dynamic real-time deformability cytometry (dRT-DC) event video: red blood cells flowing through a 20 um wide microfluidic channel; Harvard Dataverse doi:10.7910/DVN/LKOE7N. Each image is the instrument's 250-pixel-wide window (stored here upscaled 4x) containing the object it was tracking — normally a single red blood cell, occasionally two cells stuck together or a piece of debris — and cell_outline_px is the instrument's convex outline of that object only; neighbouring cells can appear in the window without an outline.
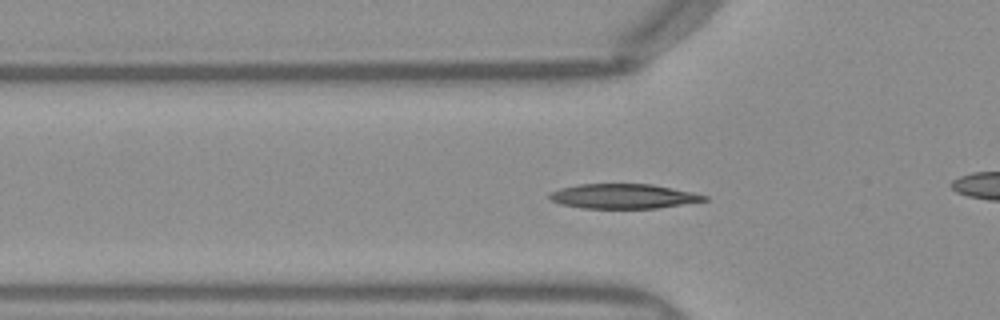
{"species": "Egyptian fruit bat (a non-hibernating species)", "species_latin": "Rousettus aegyptiacus", "temperature_condition": "warm", "stored_images_in_passage": 51, "camera_frame_rate_fps": 3000, "um_per_image_px": 0.085, "frame": {"image": 1, "passage_image": 16, "time_ms": 5.0, "image_size_px": [1000, 320], "cell_outline_px": [[708, 200], [656, 208], [580, 208], [560, 204], [552, 200], [548, 196], [548, 192], [560, 188], [576, 184], [652, 184], [692, 192], [708, 196]], "centroid_in_image_um": [52.93, 16.67], "position_along_channel_um": 72.9, "area_um2": 22.25}}
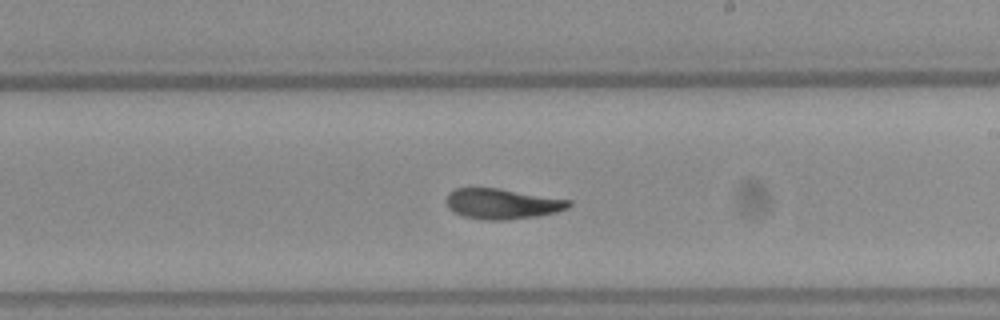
{"frame": {"image": 2, "passage_image": 29, "time_ms": 9.333, "image_size_px": [1000, 320], "cell_outline_px": [[572, 204], [568, 208], [556, 212], [536, 216], [508, 220], [484, 220], [464, 216], [448, 208], [448, 192], [456, 188], [496, 188], [572, 200]], "centroid_in_image_um": [42.72, 17.32], "position_along_channel_um": 246.3, "area_um2": 21.5}}
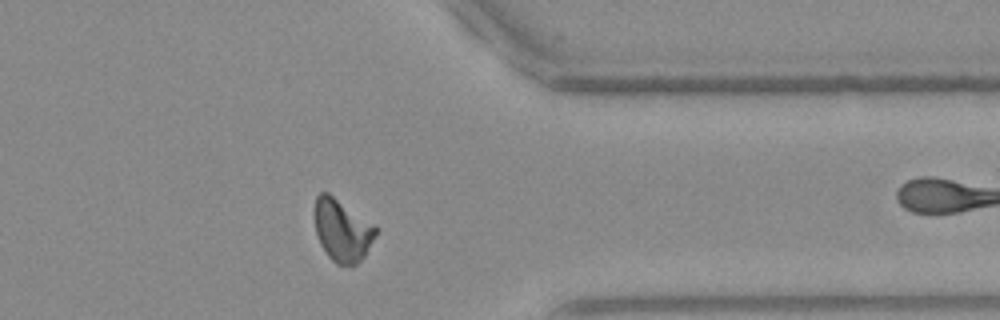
{"frame": {"image": 3, "passage_image": 40, "time_ms": 13.0, "image_size_px": [1000, 320], "cell_outline_px": [[376, 236], [364, 256], [356, 264], [336, 264], [328, 256], [320, 244], [316, 232], [316, 196], [320, 192], [328, 192], [372, 224], [376, 228]], "centroid_in_image_um": [29.08, 19.59], "position_along_channel_um": 382.3, "area_um2": 21.5}}